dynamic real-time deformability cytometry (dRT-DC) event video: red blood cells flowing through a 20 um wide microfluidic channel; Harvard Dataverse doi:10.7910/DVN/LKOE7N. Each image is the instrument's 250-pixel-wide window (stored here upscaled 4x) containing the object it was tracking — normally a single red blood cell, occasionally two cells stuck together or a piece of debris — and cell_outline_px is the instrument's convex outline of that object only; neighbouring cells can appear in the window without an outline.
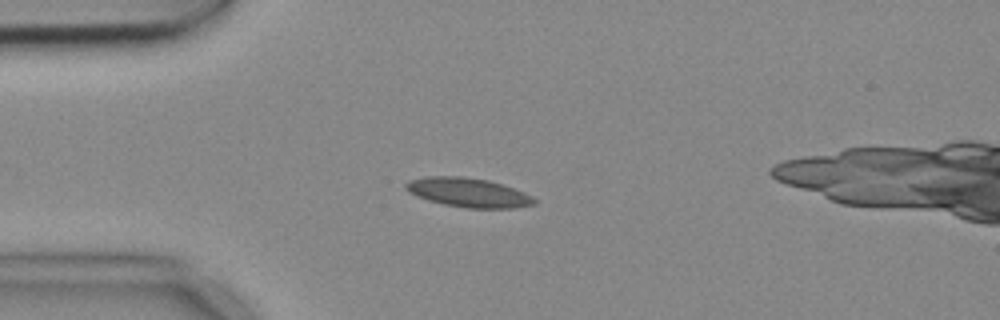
{"species": "common noctule bat (a hibernating species)", "species_latin": "Nyctalus noctula", "temperature_condition": "cold", "stored_images_in_passage": 4, "camera_frame_rate_fps": 3000, "um_per_image_px": 0.085, "animal": {"sex": "female", "body_mass_g": 18.4}, "frame": {"image": 1, "passage_image": 2, "time_ms": 0.333, "image_size_px": [1000, 320], "cell_outline_px": [[536, 204], [516, 208], [468, 208], [444, 204], [428, 200], [408, 192], [404, 188], [404, 184], [408, 180], [428, 176], [460, 176], [488, 180], [524, 192], [532, 196], [536, 200]], "centroid_in_image_um": [39.79, 16.36], "position_along_channel_um": 45.2, "area_um2": 21.79}}